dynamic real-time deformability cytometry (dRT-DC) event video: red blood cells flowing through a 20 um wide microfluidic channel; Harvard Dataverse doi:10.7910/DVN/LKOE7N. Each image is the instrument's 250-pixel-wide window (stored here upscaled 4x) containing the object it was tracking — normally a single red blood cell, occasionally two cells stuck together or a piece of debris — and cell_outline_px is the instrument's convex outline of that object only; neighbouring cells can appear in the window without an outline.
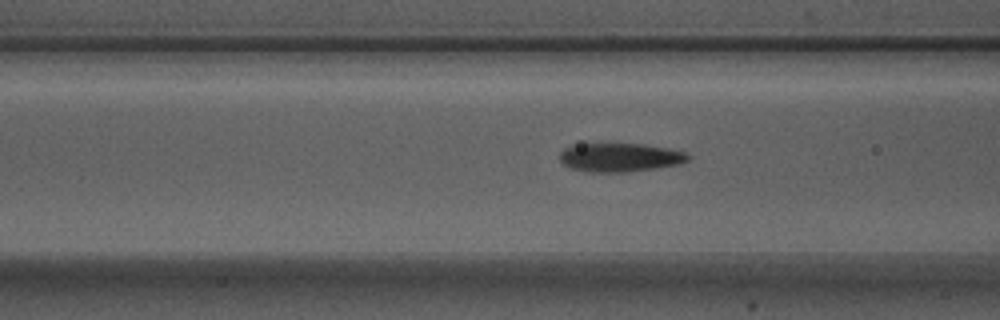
{"species": "Egyptian fruit bat (a non-hibernating species)", "species_latin": "Rousettus aegyptiacus", "temperature_condition": "warm", "stored_images_in_passage": 41, "camera_frame_rate_fps": 3000, "um_per_image_px": 0.085, "animal": {"sex": "male"}, "frame": {"image": 1, "passage_image": 8, "time_ms": 2.333, "image_size_px": [1000, 320], "cell_outline_px": [[692, 156], [688, 160], [680, 164], [656, 168], [628, 172], [588, 172], [568, 168], [560, 160], [560, 152], [564, 148], [572, 144], [644, 144], [668, 148], [684, 152]], "centroid_in_image_um": [52.68, 13.38], "position_along_channel_um": 113.9, "area_um2": 21.62}}
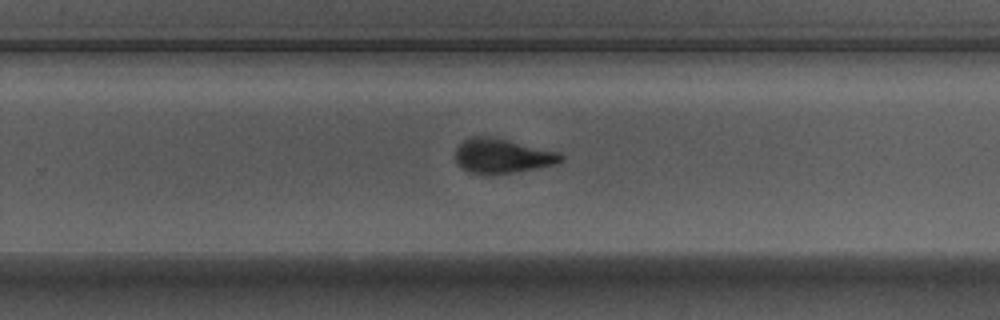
{"frame": {"image": 2, "passage_image": 22, "time_ms": 7.0, "image_size_px": [1000, 320], "cell_outline_px": [[564, 160], [556, 164], [516, 172], [488, 176], [468, 172], [456, 160], [456, 148], [464, 140], [472, 136], [488, 136], [560, 152], [564, 156]], "centroid_in_image_um": [42.71, 13.28], "position_along_channel_um": 287.1, "area_um2": 21.27}}
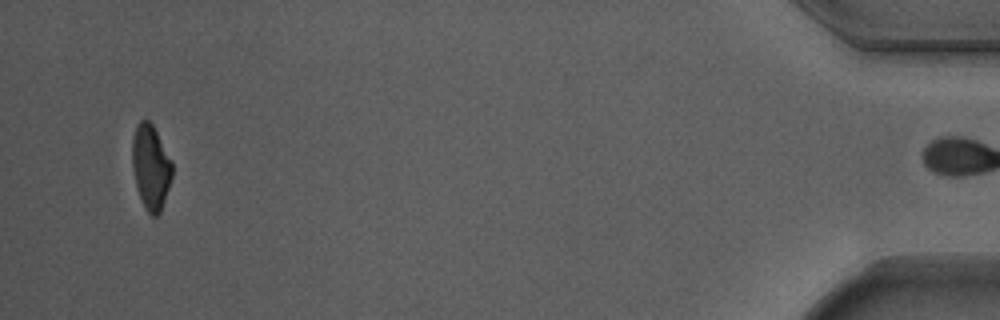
{"frame": {"image": 3, "passage_image": 40, "time_ms": 13.0, "image_size_px": [1000, 320], "cell_outline_px": [[172, 176], [160, 212], [156, 216], [152, 216], [144, 208], [136, 184], [132, 168], [132, 136], [136, 124], [140, 120], [148, 120], [152, 124], [172, 160]], "centroid_in_image_um": [12.8, 14.17], "position_along_channel_um": 422.4, "area_um2": 19.65}, "authors_computed_cell_mechanics": {"area_um2": 21.1548, "velocity_mm_per_s": 3.7162, "shape_relaxation_time_tau1_ms": 3.5016, "shape_relaxation_time_tau2_ms": 1.3329, "deformation_change_tau1": 0.1615, "deformation_change_tau2": 0.0862}}